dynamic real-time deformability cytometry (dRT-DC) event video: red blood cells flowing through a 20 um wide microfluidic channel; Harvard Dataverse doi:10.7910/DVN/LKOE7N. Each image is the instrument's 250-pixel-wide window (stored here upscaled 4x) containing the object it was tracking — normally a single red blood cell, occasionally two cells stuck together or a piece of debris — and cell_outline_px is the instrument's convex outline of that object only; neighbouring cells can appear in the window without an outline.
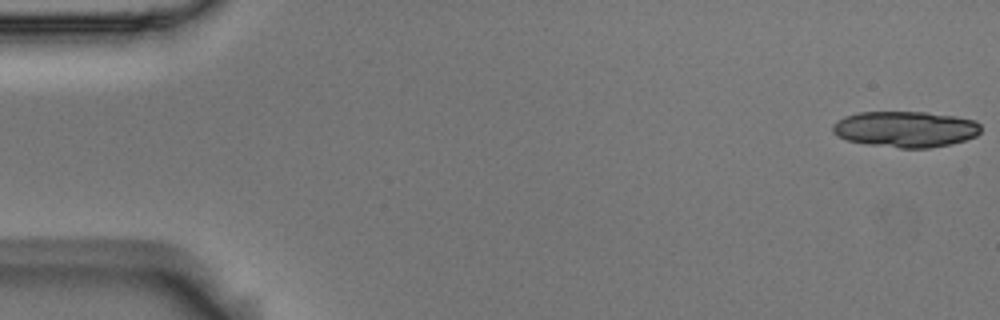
{"species": "Egyptian fruit bat (a non-hibernating species)", "species_latin": "Rousettus aegyptiacus", "temperature_condition": "room temperature", "stored_images_in_passage": 16, "camera_frame_rate_fps": 3000, "um_per_image_px": 0.085, "animal": {"sex": "male"}, "frame": {"image": 1, "passage_image": 1, "time_ms": 0.0, "image_size_px": [1000, 320], "cell_outline_px": [[980, 132], [976, 136], [952, 144], [928, 148], [900, 148], [868, 144], [848, 140], [836, 136], [832, 132], [832, 124], [836, 120], [844, 116], [860, 112], [928, 112], [956, 116], [976, 120], [980, 124]], "centroid_in_image_um": [76.96, 10.97], "position_along_channel_um": 8.0, "area_um2": 31.33}}